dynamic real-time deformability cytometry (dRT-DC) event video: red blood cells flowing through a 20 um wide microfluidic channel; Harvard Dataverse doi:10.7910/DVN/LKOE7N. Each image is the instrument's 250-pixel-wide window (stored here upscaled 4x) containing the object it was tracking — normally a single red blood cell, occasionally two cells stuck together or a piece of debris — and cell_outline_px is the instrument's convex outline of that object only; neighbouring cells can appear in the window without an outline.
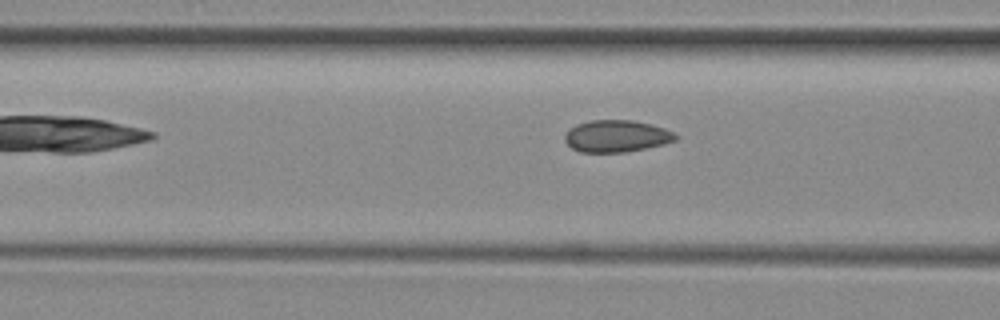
{"species": "common noctule bat (a hibernating species)", "species_latin": "Nyctalus noctula", "temperature_condition": "room temperature", "stored_images_in_passage": 5, "camera_frame_rate_fps": 3000, "um_per_image_px": 0.085, "animal": {"sex": "female", "body_mass_g": 29.2, "forearm_length_mm": 56.3}, "frame": {"image": 1, "passage_image": 4, "time_ms": 3.667, "image_size_px": [1000, 320], "cell_outline_px": [[680, 136], [676, 140], [664, 144], [628, 152], [580, 152], [572, 148], [564, 140], [564, 136], [576, 124], [588, 120], [632, 120], [652, 124], [664, 128]], "centroid_in_image_um": [52.43, 11.57], "position_along_channel_um": 114.2, "area_um2": 20.69}}
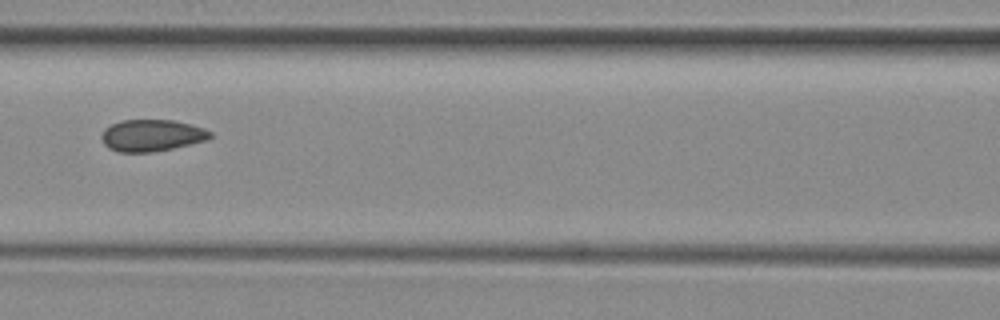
{"frame": {"image": 2, "passage_image": 5, "time_ms": 4.667, "image_size_px": [1000, 320], "cell_outline_px": [[212, 136], [208, 140], [172, 148], [152, 152], [116, 152], [108, 148], [104, 144], [100, 136], [104, 128], [120, 120], [172, 120], [192, 124], [204, 128], [212, 132]], "centroid_in_image_um": [12.89, 11.51], "position_along_channel_um": 153.7, "area_um2": 20.29}}